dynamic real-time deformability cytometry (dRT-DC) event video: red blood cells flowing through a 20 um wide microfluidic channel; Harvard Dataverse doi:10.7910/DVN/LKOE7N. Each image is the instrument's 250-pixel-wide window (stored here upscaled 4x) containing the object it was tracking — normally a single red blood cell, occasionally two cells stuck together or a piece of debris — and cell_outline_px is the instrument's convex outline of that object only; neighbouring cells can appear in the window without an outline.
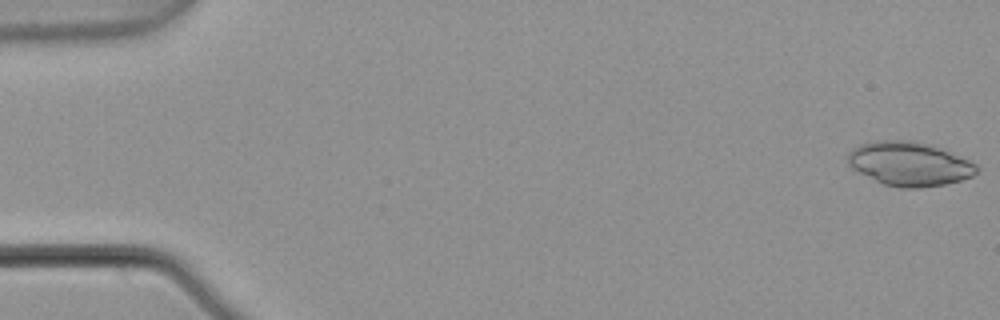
{"species": "common noctule bat (a hibernating species)", "species_latin": "Nyctalus noctula", "temperature_condition": "warm", "stored_images_in_passage": 5, "camera_frame_rate_fps": 3000, "um_per_image_px": 0.085, "animal": {"sex": "male", "body_mass_g": 21.5, "forearm_length_mm": 52.0}, "frame": {"image": 1, "passage_image": 1, "time_ms": 0.0, "image_size_px": [1000, 320], "cell_outline_px": [[980, 168], [972, 176], [960, 180], [944, 184], [920, 188], [900, 188], [884, 184], [852, 168], [848, 164], [848, 152], [852, 148], [860, 144], [876, 140], [912, 140], [928, 144], [960, 156], [976, 164]], "centroid_in_image_um": [77.28, 13.92], "position_along_channel_um": 7.7, "area_um2": 32.83}}